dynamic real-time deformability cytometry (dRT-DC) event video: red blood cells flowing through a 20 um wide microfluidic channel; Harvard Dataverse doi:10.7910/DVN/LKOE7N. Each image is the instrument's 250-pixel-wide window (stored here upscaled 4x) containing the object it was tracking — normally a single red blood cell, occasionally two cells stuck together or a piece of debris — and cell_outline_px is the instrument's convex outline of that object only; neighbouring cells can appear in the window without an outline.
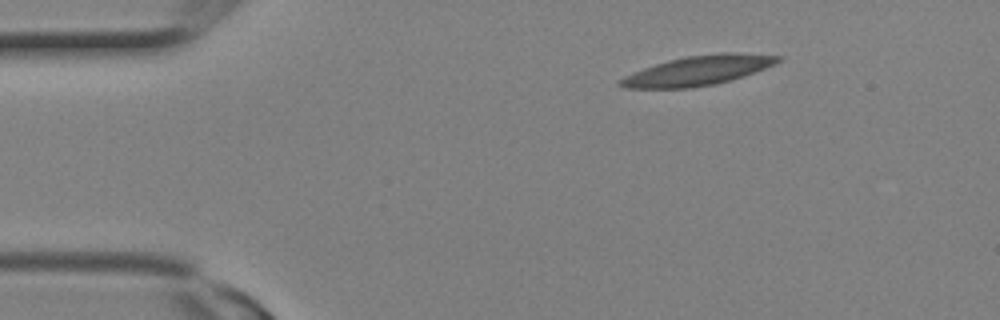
{"species": "Egyptian fruit bat (a non-hibernating species)", "species_latin": "Rousettus aegyptiacus", "temperature_condition": "room temperature", "stored_images_in_passage": 8, "camera_frame_rate_fps": 3000, "um_per_image_px": 0.085, "animal": {"sex": "female"}, "frame": {"image": 1, "passage_image": 1, "time_ms": 0.0, "image_size_px": [1000, 320], "cell_outline_px": [[784, 56], [776, 64], [744, 76], [716, 84], [692, 88], [624, 88], [616, 84], [624, 76], [644, 68], [668, 60], [688, 56], [720, 52], [732, 52]], "centroid_in_image_um": [59.36, 6.0], "position_along_channel_um": 25.6, "area_um2": 27.17}}
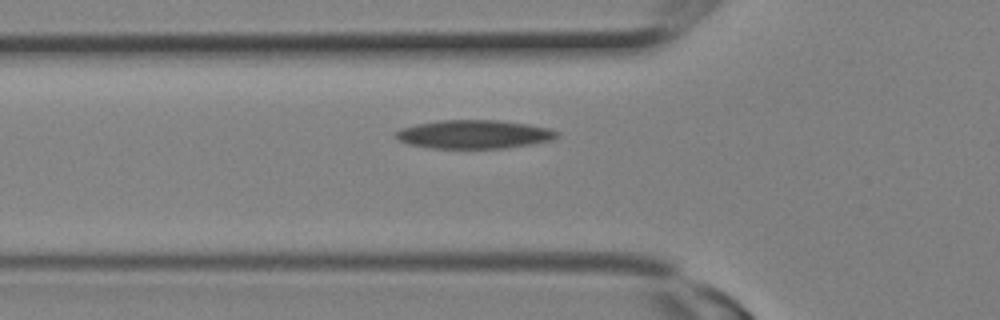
{"frame": {"image": 2, "passage_image": 6, "time_ms": 1.667, "image_size_px": [1000, 320], "cell_outline_px": [[560, 136], [552, 140], [532, 144], [504, 148], [432, 148], [408, 144], [400, 140], [396, 136], [396, 132], [400, 128], [416, 124], [440, 120], [500, 120], [528, 124], [548, 128], [560, 132]], "centroid_in_image_um": [40.33, 11.41], "position_along_channel_um": 85.5, "area_um2": 26.88}}
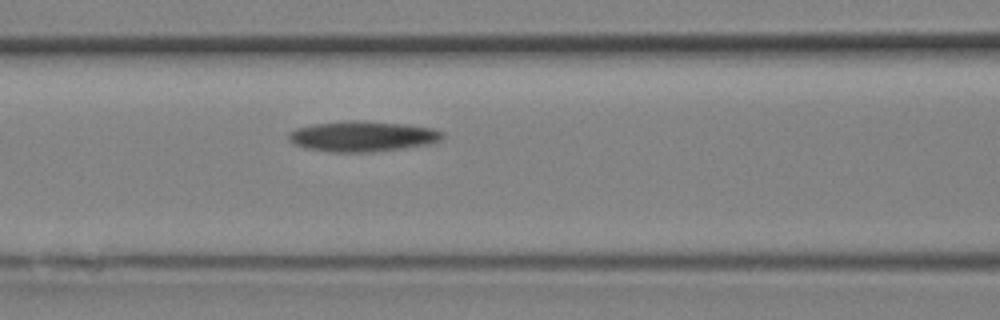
{"frame": {"image": 3, "passage_image": 8, "time_ms": 2.333, "image_size_px": [1000, 320], "cell_outline_px": [[444, 140], [432, 144], [404, 148], [372, 152], [332, 152], [304, 148], [292, 144], [288, 140], [288, 132], [296, 128], [312, 124], [352, 120], [364, 120], [404, 124], [432, 128], [444, 132]], "centroid_in_image_um": [30.82, 11.59], "position_along_channel_um": 135.8, "area_um2": 27.8}}